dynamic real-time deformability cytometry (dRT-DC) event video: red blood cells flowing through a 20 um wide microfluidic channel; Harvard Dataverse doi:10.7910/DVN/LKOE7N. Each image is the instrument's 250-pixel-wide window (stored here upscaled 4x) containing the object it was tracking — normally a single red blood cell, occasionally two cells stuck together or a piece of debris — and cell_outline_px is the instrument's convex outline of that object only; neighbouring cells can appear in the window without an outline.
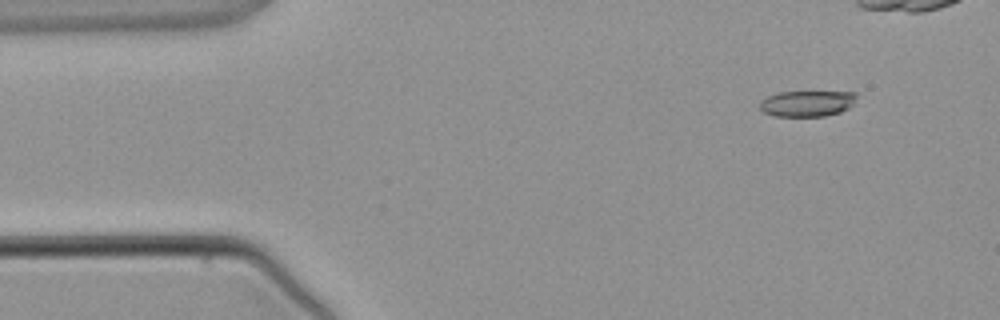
{"species": "common noctule bat (a hibernating species)", "species_latin": "Nyctalus noctula", "temperature_condition": "warm", "stored_images_in_passage": 5, "camera_frame_rate_fps": 3000, "um_per_image_px": 0.085, "animal": {"sex": "male", "body_mass_g": 21.5, "forearm_length_mm": 52.0}, "frame": {"image": 1, "passage_image": 2, "time_ms": 1.333, "image_size_px": [1000, 320], "cell_outline_px": [[856, 96], [852, 104], [848, 108], [840, 112], [824, 116], [776, 116], [764, 112], [760, 108], [760, 100], [768, 96], [780, 92], [856, 92]], "centroid_in_image_um": [68.59, 8.79], "position_along_channel_um": 16.4, "area_um2": 14.45}}